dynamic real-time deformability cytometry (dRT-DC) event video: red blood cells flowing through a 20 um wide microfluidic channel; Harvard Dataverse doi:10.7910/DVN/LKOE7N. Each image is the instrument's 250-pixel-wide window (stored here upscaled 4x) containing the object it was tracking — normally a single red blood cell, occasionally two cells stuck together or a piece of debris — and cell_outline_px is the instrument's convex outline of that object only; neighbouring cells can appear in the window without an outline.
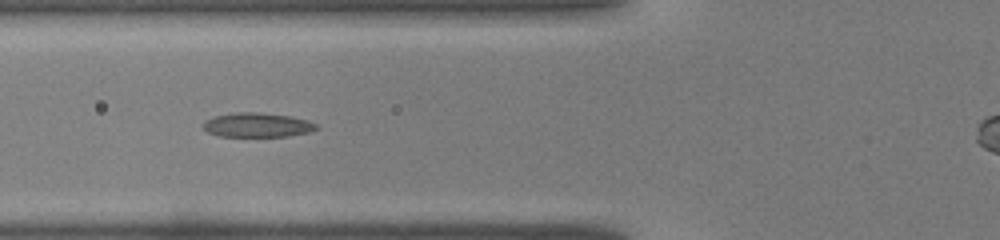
{"species": "common noctule bat (a hibernating species)", "species_latin": "Nyctalus noctula", "temperature_condition": "warm", "stored_images_in_passage": 29, "camera_frame_rate_fps": 3000, "um_per_image_px": 0.085, "animal": {"sex": "male", "body_mass_g": 19.0, "forearm_length_mm": 50.8}, "frame": {"image": 1, "passage_image": 6, "time_ms": 1.667, "image_size_px": [1000, 240], "cell_outline_px": [[320, 128], [308, 132], [288, 136], [220, 136], [208, 132], [204, 128], [204, 120], [216, 116], [236, 112], [256, 112], [288, 116], [308, 120], [320, 124]], "centroid_in_image_um": [21.92, 10.62], "position_along_channel_um": 103.9, "area_um2": 15.95}}
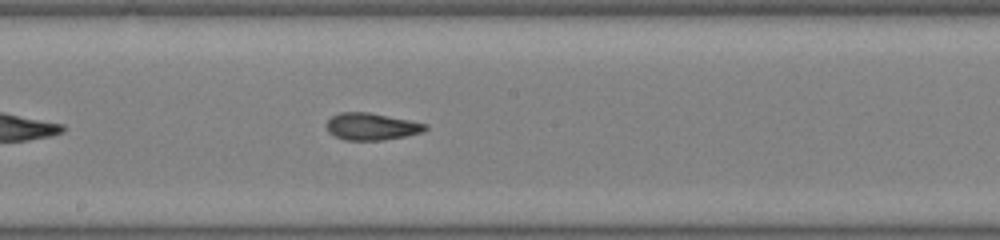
{"frame": {"image": 2, "passage_image": 13, "time_ms": 4.0, "image_size_px": [1000, 240], "cell_outline_px": [[428, 128], [420, 132], [404, 136], [384, 140], [344, 140], [328, 132], [328, 120], [332, 116], [340, 112], [368, 112], [428, 124]], "centroid_in_image_um": [31.57, 10.75], "position_along_channel_um": 216.6, "area_um2": 15.32}}
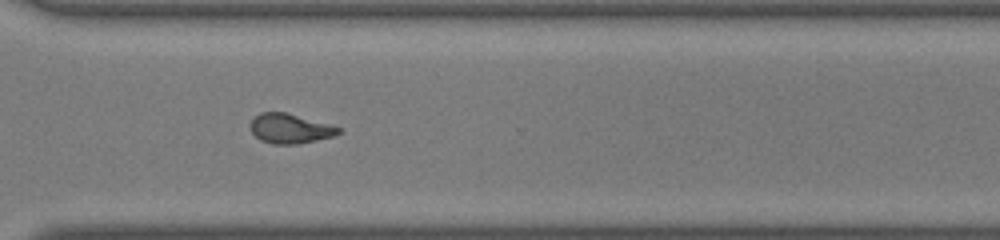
{"frame": {"image": 3, "passage_image": 21, "time_ms": 6.667, "image_size_px": [1000, 240], "cell_outline_px": [[340, 132], [336, 136], [296, 144], [272, 144], [260, 140], [252, 132], [252, 120], [260, 112], [284, 112], [328, 124], [340, 128]], "centroid_in_image_um": [24.65, 10.94], "position_along_channel_um": 345.9, "area_um2": 14.91}}